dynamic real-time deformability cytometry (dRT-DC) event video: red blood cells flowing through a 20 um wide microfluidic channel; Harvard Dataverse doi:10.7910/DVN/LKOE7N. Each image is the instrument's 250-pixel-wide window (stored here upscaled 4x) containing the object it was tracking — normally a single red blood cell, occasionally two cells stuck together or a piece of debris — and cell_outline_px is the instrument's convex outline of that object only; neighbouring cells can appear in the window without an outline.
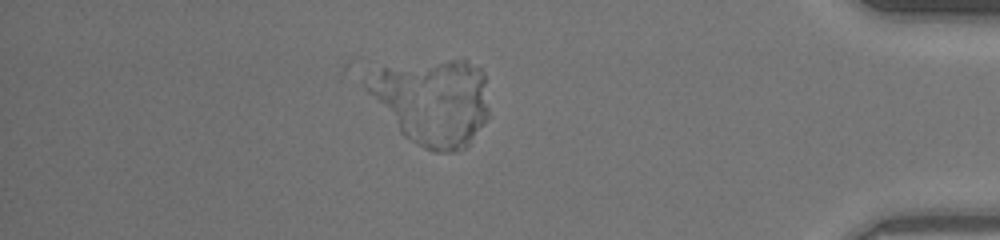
{"species": "human", "species_latin": "Homo sapiens", "temperature_condition": "warm", "stored_images_in_passage": 53, "camera_frame_rate_fps": 3000, "um_per_image_px": 0.085, "donor": {"sex": "male"}, "frame": {"image": 1, "passage_image": 46, "time_ms": 15.0, "image_size_px": [1000, 240], "cell_outline_px": [[488, 116], [468, 144], [464, 148], [452, 152], [432, 152], [424, 148], [404, 136], [400, 132], [364, 88], [360, 80], [384, 68], [448, 60], [464, 60], [480, 68], [484, 72], [488, 108]], "centroid_in_image_um": [36.77, 8.66], "position_along_channel_um": 398.4, "area_um2": 60.69}}